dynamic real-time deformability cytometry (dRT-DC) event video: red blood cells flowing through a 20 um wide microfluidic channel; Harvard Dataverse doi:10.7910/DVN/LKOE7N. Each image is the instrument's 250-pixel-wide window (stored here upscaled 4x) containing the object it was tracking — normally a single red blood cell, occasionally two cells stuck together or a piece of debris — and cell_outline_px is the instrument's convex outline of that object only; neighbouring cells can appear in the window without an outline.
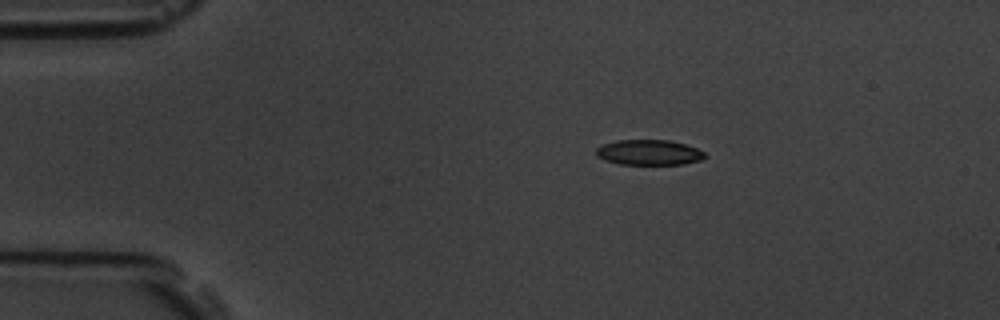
{"species": "common noctule bat (a hibernating species)", "species_latin": "Nyctalus noctula", "temperature_condition": "room temperature", "stored_images_in_passage": 8, "camera_frame_rate_fps": 3000, "um_per_image_px": 0.085, "animal": {"sex": "male", "body_mass_g": 19.5, "forearm_length_mm": 54.6}, "frame": {"image": 1, "passage_image": 1, "time_ms": 0.0, "image_size_px": [1000, 320], "cell_outline_px": [[708, 156], [700, 160], [684, 164], [620, 164], [604, 160], [596, 156], [596, 148], [604, 144], [616, 140], [668, 140], [684, 144], [696, 148], [704, 152]], "centroid_in_image_um": [55.15, 12.96], "position_along_channel_um": 29.8, "area_um2": 16.01}}
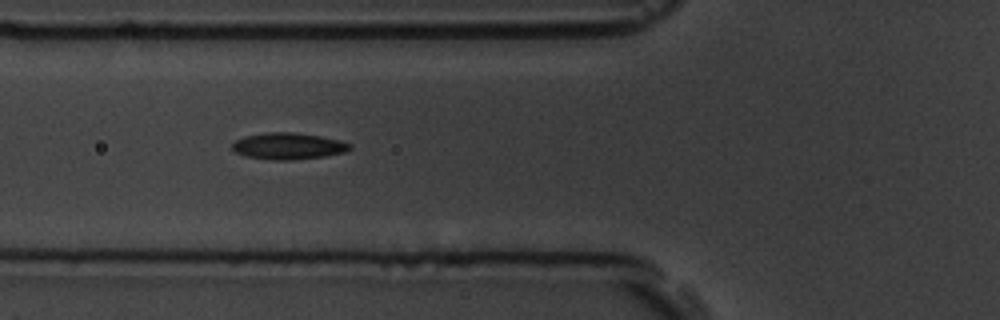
{"frame": {"image": 2, "passage_image": 4, "time_ms": 3.333, "image_size_px": [1000, 320], "cell_outline_px": [[352, 148], [344, 152], [324, 156], [292, 160], [276, 160], [248, 156], [236, 152], [232, 148], [232, 144], [236, 140], [244, 136], [264, 132], [292, 132], [320, 136], [340, 140], [352, 144]], "centroid_in_image_um": [24.52, 12.4], "position_along_channel_um": 101.3, "area_um2": 18.09}}
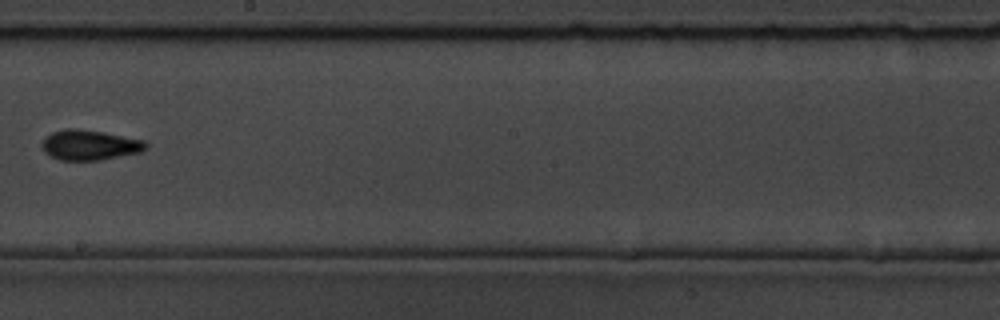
{"frame": {"image": 3, "passage_image": 7, "time_ms": 7.0, "image_size_px": [1000, 320], "cell_outline_px": [[148, 148], [140, 152], [100, 160], [60, 160], [44, 152], [40, 144], [44, 136], [52, 132], [64, 128], [76, 128], [104, 132], [144, 140], [148, 144]], "centroid_in_image_um": [7.6, 12.31], "position_along_channel_um": 240.6, "area_um2": 18.44}}